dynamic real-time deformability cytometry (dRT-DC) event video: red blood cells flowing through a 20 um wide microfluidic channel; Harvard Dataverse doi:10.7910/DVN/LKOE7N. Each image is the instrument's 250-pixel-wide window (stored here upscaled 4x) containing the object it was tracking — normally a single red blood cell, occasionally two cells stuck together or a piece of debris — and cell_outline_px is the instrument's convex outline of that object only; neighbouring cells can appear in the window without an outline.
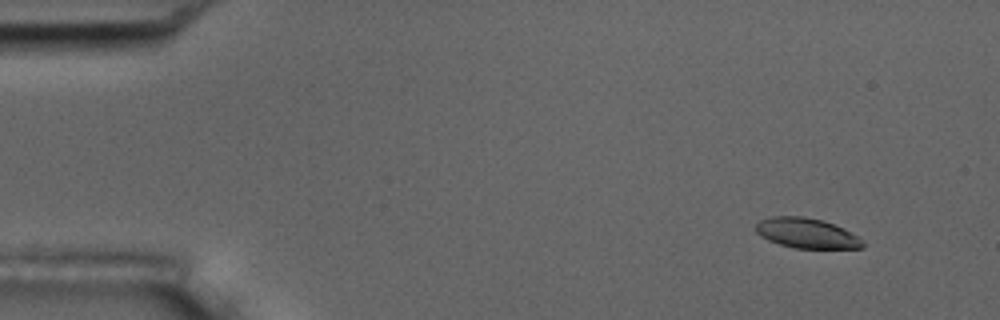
{"species": "common noctule bat (a hibernating species)", "species_latin": "Nyctalus noctula", "temperature_condition": "room temperature", "stored_images_in_passage": 6, "camera_frame_rate_fps": 3000, "um_per_image_px": 0.085, "animal": {"sex": "male", "body_mass_g": 17.5, "forearm_length_mm": 52.3}, "frame": {"image": 1, "passage_image": 2, "time_ms": 1.0, "image_size_px": [1000, 320], "cell_outline_px": [[864, 248], [796, 248], [780, 244], [768, 240], [760, 236], [756, 232], [756, 224], [760, 220], [772, 216], [804, 216], [820, 220], [844, 228], [856, 236], [864, 244]], "centroid_in_image_um": [68.53, 19.81], "position_along_channel_um": 16.5, "area_um2": 18.5}}